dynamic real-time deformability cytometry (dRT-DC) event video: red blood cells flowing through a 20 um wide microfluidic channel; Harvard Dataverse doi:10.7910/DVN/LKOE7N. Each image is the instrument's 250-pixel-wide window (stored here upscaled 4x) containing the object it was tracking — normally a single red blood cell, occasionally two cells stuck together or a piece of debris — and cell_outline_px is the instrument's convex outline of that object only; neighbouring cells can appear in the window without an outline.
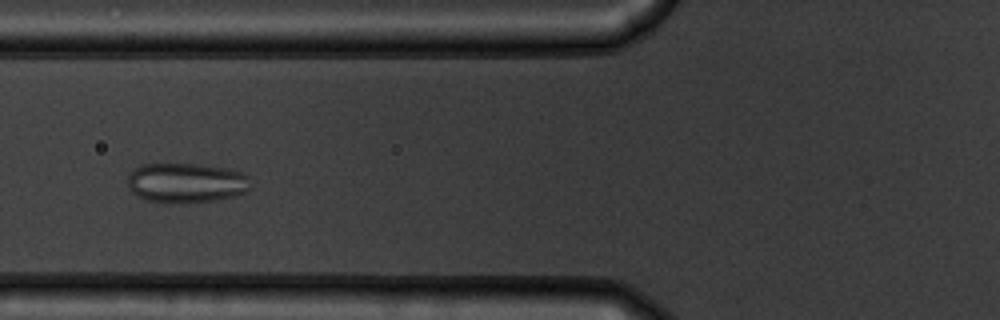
{"species": "common noctule bat (a hibernating species)", "species_latin": "Nyctalus noctula", "temperature_condition": "warm", "stored_images_in_passage": 55, "camera_frame_rate_fps": 3000, "um_per_image_px": 0.085, "animal": {"sex": "male", "body_mass_g": 19.5, "forearm_length_mm": 54.6}, "frame": {"image": 1, "passage_image": 22, "time_ms": 7.0, "image_size_px": [1000, 320], "cell_outline_px": [[252, 188], [244, 192], [232, 196], [212, 200], [188, 204], [172, 204], [144, 200], [136, 196], [128, 188], [128, 172], [140, 164], [196, 164], [224, 168], [240, 172], [248, 176]], "centroid_in_image_um": [15.76, 15.56], "position_along_channel_um": 110.0, "area_um2": 28.96}}
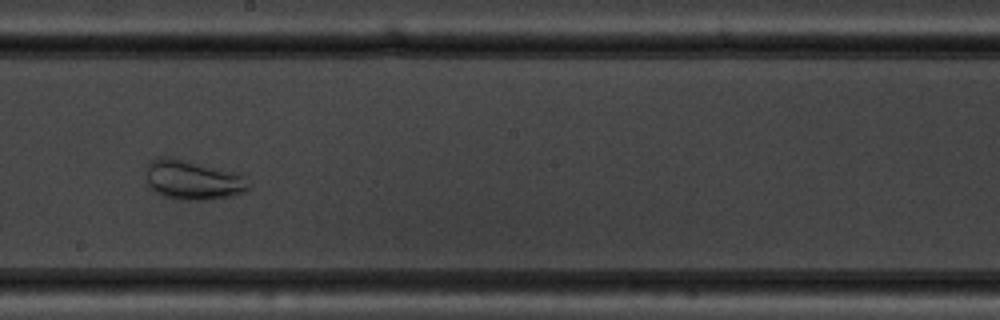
{"frame": {"image": 2, "passage_image": 32, "time_ms": 10.333, "image_size_px": [1000, 320], "cell_outline_px": [[248, 188], [244, 192], [228, 196], [208, 200], [180, 200], [164, 196], [156, 192], [148, 184], [148, 164], [156, 156], [168, 156], [240, 172], [244, 176]], "centroid_in_image_um": [16.4, 15.28], "position_along_channel_um": 231.8, "area_um2": 23.58}}
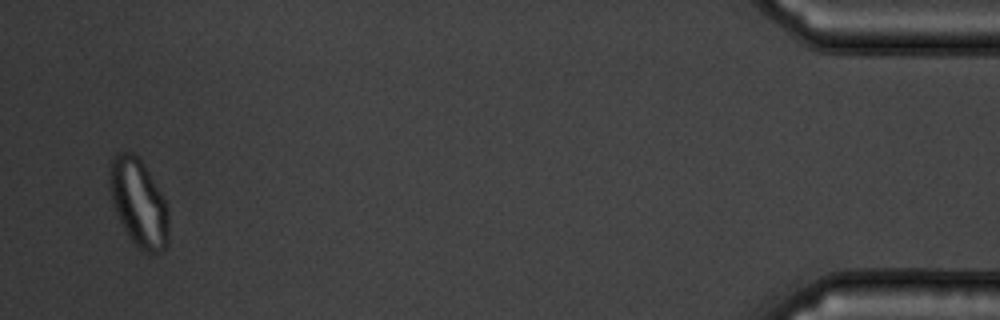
{"frame": {"image": 3, "passage_image": 54, "time_ms": 17.667, "image_size_px": [1000, 320], "cell_outline_px": [[168, 240], [164, 248], [160, 252], [144, 252], [132, 240], [124, 228], [120, 220], [112, 200], [108, 188], [108, 180], [112, 160], [116, 152], [132, 152], [140, 160], [160, 192], [168, 208]], "centroid_in_image_um": [11.77, 17.23], "position_along_channel_um": 423.4, "area_um2": 29.48}, "authors_computed_cell_mechanics": {"area_um2": 28.4954, "velocity_mm_per_s": 3.6592, "shape_relaxation_time_tau1_ms": 3.6798, "shape_relaxation_time_tau2_ms": 0.8247, "deformation_change_tau1": 0.0621, "deformation_change_tau2": 0.0379}}